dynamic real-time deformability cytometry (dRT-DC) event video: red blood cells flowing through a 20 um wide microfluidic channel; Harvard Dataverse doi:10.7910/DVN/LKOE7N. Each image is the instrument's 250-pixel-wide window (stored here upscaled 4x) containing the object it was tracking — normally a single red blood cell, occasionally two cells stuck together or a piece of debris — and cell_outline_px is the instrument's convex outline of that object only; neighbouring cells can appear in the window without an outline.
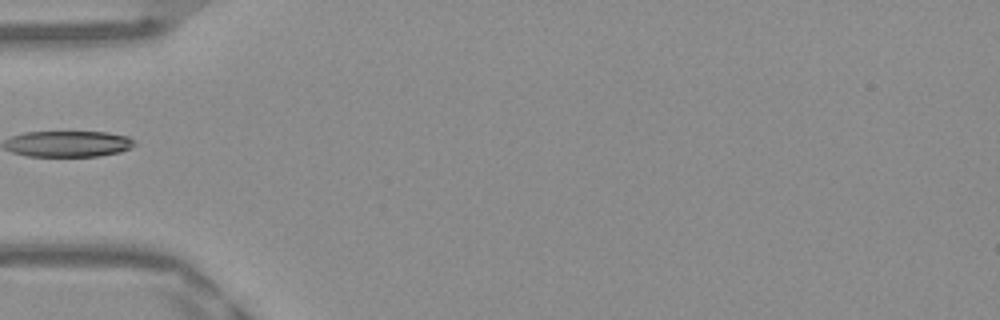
{"species": "Egyptian fruit bat (a non-hibernating species)", "species_latin": "Rousettus aegyptiacus", "temperature_condition": "warm", "stored_images_in_passage": 12, "camera_frame_rate_fps": 3000, "um_per_image_px": 0.085, "frame": {"image": 1, "passage_image": 1, "time_ms": 0.0, "image_size_px": [1000, 320], "cell_outline_px": [[120, 148], [108, 152], [84, 156], [48, 156], [48, 132], [88, 132], [116, 136]], "centroid_in_image_um": [6.82, 12.22], "position_along_channel_um": 78.2, "area_um2": 10.92}}
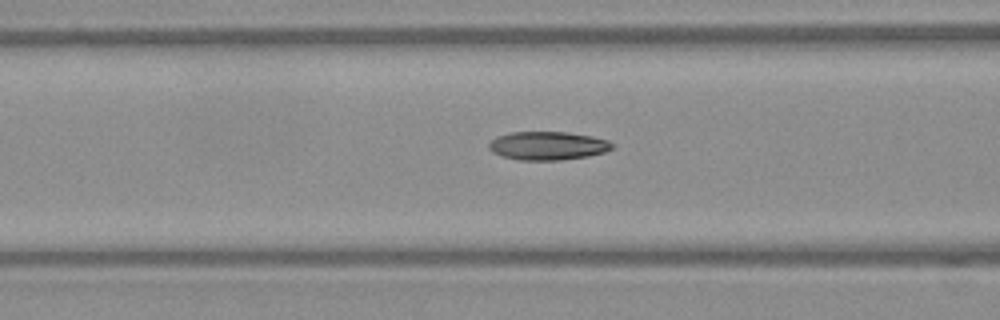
{"frame": {"image": 2, "passage_image": 4, "time_ms": 1.0, "image_size_px": [1000, 320], "cell_outline_px": [[604, 148], [596, 152], [576, 156], [516, 156], [540, 132], [580, 136], [596, 140]], "centroid_in_image_um": [47.6, 12.39], "position_along_channel_um": 119.0, "area_um2": 10.58}}
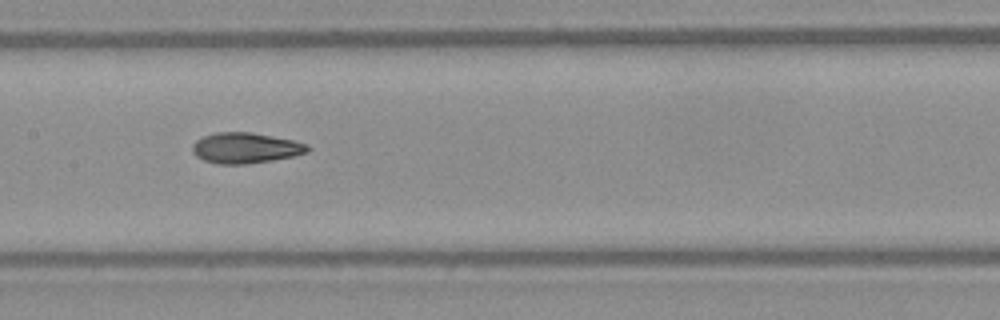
{"frame": {"image": 3, "passage_image": 9, "time_ms": 2.667, "image_size_px": [1000, 320], "cell_outline_px": [[304, 148], [296, 152], [280, 156], [256, 160], [220, 160], [228, 136], [260, 136], [280, 140]], "centroid_in_image_um": [21.75, 12.6], "position_along_channel_um": 185.6, "area_um2": 10.58}}